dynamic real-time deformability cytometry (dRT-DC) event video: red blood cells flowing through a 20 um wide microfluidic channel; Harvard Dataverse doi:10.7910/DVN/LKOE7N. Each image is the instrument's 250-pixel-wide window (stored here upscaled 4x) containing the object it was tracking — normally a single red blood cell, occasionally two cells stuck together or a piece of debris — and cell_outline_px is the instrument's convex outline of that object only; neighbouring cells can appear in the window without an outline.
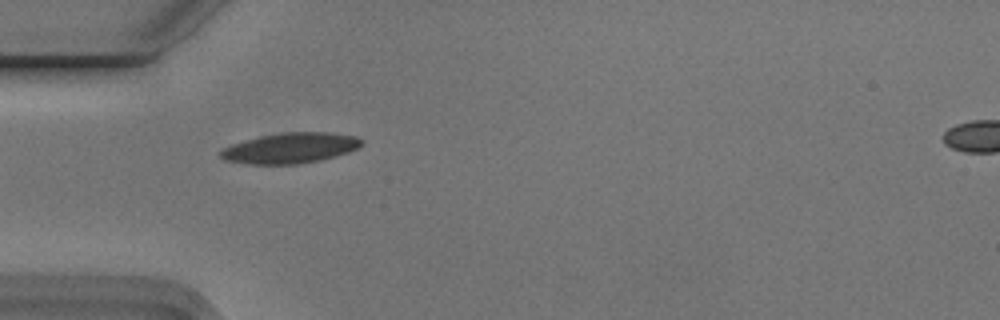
{"species": "Egyptian fruit bat (a non-hibernating species)", "species_latin": "Rousettus aegyptiacus", "temperature_condition": "cold", "stored_images_in_passage": 10, "camera_frame_rate_fps": 3000, "um_per_image_px": 0.085, "animal": {"sex": "male"}, "frame": {"image": 1, "passage_image": 5, "time_ms": 1.333, "image_size_px": [1000, 320], "cell_outline_px": [[364, 144], [348, 152], [320, 160], [296, 164], [248, 164], [224, 160], [220, 156], [220, 148], [232, 144], [260, 136], [284, 132], [328, 132], [356, 136], [364, 140]], "centroid_in_image_um": [24.67, 12.58], "position_along_channel_um": 60.3, "area_um2": 25.03}}
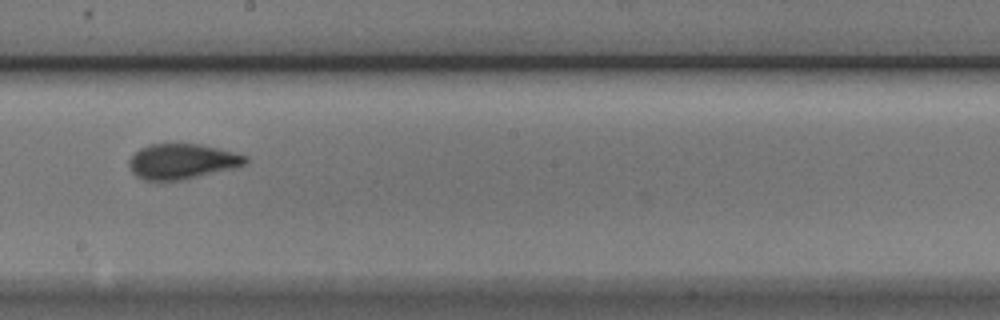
{"frame": {"image": 2, "passage_image": 9, "time_ms": 2.667, "image_size_px": [1000, 320], "cell_outline_px": [[248, 164], [236, 168], [184, 180], [144, 180], [136, 176], [132, 172], [128, 164], [128, 160], [140, 148], [148, 144], [200, 144], [248, 156]], "centroid_in_image_um": [15.49, 13.73], "position_along_channel_um": 232.7, "area_um2": 24.04}}
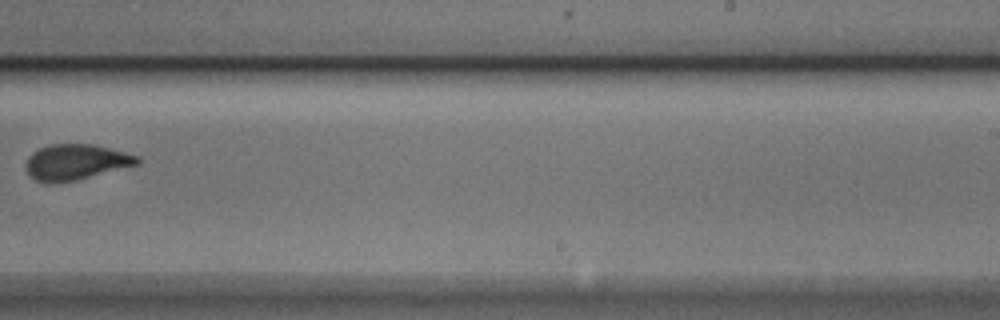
{"frame": {"image": 3, "passage_image": 10, "time_ms": 3.0, "image_size_px": [1000, 320], "cell_outline_px": [[140, 164], [76, 180], [52, 184], [36, 180], [28, 172], [28, 156], [32, 152], [40, 148], [52, 144], [92, 144], [140, 156]], "centroid_in_image_um": [6.48, 13.78], "position_along_channel_um": 282.5, "area_um2": 22.89}}